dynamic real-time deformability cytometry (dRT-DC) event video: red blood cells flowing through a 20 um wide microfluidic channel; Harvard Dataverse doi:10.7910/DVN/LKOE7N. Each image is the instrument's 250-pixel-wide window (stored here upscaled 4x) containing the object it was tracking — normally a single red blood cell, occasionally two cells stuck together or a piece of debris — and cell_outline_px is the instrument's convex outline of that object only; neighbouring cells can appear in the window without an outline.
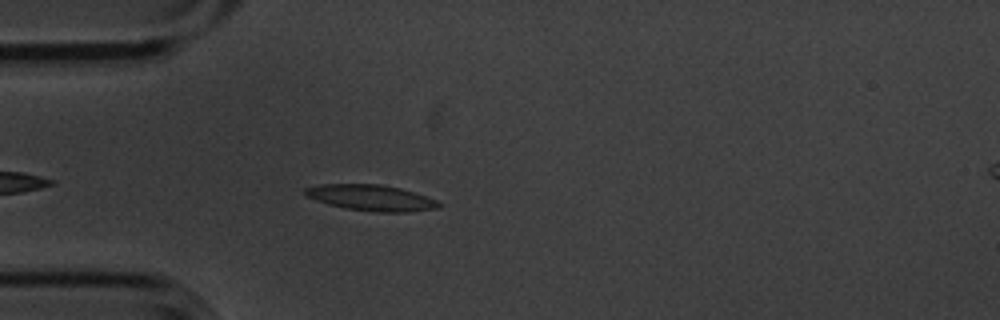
{"species": "common noctule bat (a hibernating species)", "species_latin": "Nyctalus noctula", "temperature_condition": "cold", "stored_images_in_passage": 4, "camera_frame_rate_fps": 3000, "um_per_image_px": 0.085, "animal": {"sex": "male", "body_mass_g": 20.1, "forearm_length_mm": 53.5}, "frame": {"image": 1, "passage_image": 4, "time_ms": 1.0, "image_size_px": [1000, 320], "cell_outline_px": [[444, 204], [440, 208], [408, 212], [372, 212], [344, 208], [328, 204], [316, 200], [300, 192], [304, 188], [320, 184], [380, 184], [400, 188], [436, 200]], "centroid_in_image_um": [31.53, 16.82], "position_along_channel_um": 53.5, "area_um2": 20.35}}